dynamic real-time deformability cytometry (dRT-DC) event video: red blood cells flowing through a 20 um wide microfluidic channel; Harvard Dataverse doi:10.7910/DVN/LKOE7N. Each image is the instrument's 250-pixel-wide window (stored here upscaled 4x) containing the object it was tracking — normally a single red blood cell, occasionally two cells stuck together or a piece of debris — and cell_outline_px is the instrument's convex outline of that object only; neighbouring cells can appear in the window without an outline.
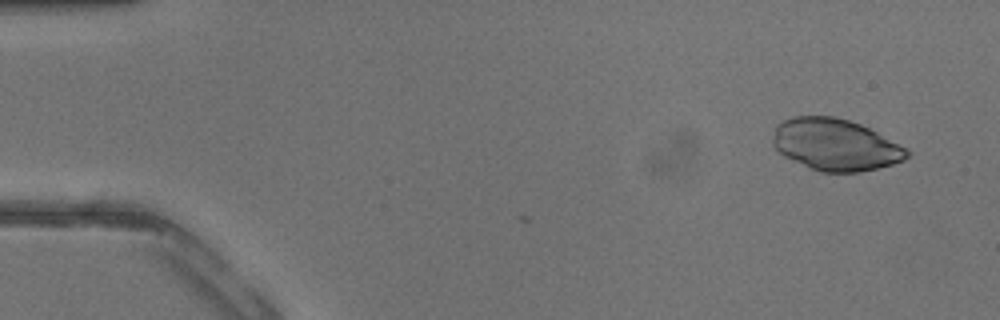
{"species": "common noctule bat (a hibernating species)", "species_latin": "Nyctalus noctula", "temperature_condition": "warm", "stored_images_in_passage": 5, "camera_frame_rate_fps": 3000, "um_per_image_px": 0.085, "animal": {"sex": "male", "body_mass_g": 13.3}, "frame": {"image": 1, "passage_image": 5, "time_ms": 1.333, "image_size_px": [1000, 320], "cell_outline_px": [[912, 152], [904, 160], [892, 164], [860, 172], [820, 172], [784, 156], [772, 144], [772, 136], [776, 124], [792, 116], [832, 116], [848, 120], [860, 124], [908, 148]], "centroid_in_image_um": [71.0, 12.29], "position_along_channel_um": 14.0, "area_um2": 40.4}}